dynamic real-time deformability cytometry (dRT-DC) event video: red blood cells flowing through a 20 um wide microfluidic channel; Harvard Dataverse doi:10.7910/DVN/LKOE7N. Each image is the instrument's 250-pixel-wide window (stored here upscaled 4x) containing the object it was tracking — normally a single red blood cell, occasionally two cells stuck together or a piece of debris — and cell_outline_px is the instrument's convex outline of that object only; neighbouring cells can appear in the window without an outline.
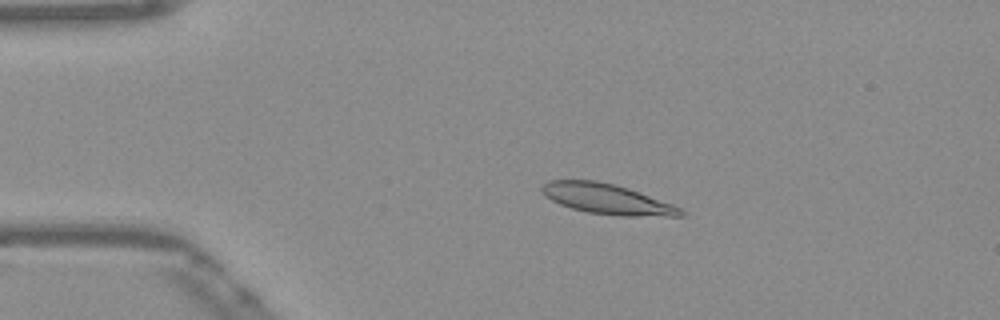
{"species": "Egyptian fruit bat (a non-hibernating species)", "species_latin": "Rousettus aegyptiacus", "temperature_condition": "warm", "stored_images_in_passage": 50, "camera_frame_rate_fps": 3000, "um_per_image_px": 0.085, "frame": {"image": 1, "passage_image": 8, "time_ms": 2.333, "image_size_px": [1000, 320], "cell_outline_px": [[684, 216], [616, 216], [588, 212], [572, 208], [560, 204], [544, 196], [540, 188], [548, 180], [596, 180], [628, 188], [672, 204], [680, 208], [684, 212]], "centroid_in_image_um": [51.57, 16.92], "position_along_channel_um": 33.4, "area_um2": 24.33}}
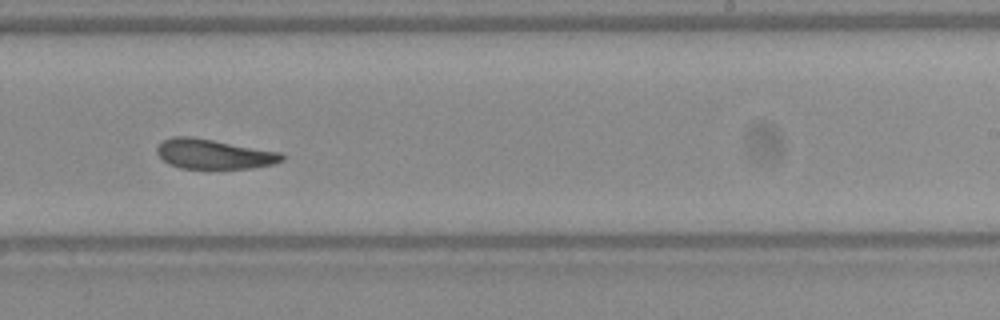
{"frame": {"image": 2, "passage_image": 30, "time_ms": 9.667, "image_size_px": [1000, 320], "cell_outline_px": [[284, 160], [272, 164], [252, 168], [180, 168], [168, 164], [156, 152], [156, 148], [164, 140], [172, 136], [192, 136], [280, 152], [284, 156]], "centroid_in_image_um": [18.16, 13.09], "position_along_channel_um": 270.8, "area_um2": 21.56}}
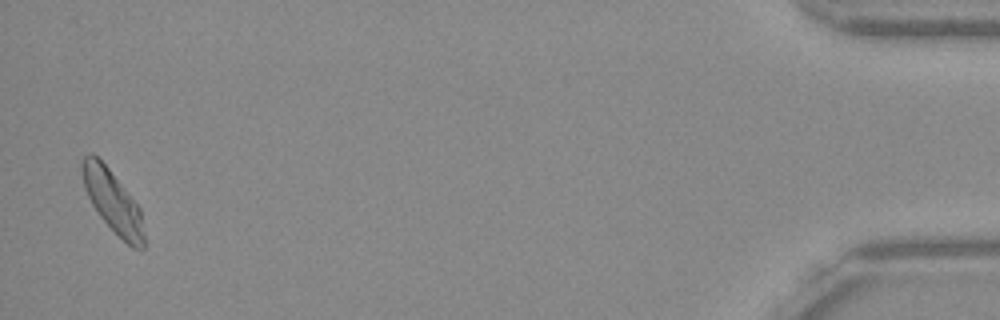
{"frame": {"image": 3, "passage_image": 49, "time_ms": 16.0, "image_size_px": [1000, 320], "cell_outline_px": [[144, 248], [132, 248], [100, 216], [92, 204], [84, 188], [80, 168], [80, 164], [84, 156], [88, 152], [92, 152], [108, 168], [128, 192], [140, 208], [144, 236]], "centroid_in_image_um": [9.55, 17.07], "position_along_channel_um": 425.7, "area_um2": 22.02}, "authors_computed_cell_mechanics": {"area_um2": 22.8599, "velocity_mm_per_s": 3.8374, "shape_relaxation_time_tau1_ms": null, "shape_relaxation_time_tau2_ms": 3.708, "deformation_change_tau1": null, "deformation_change_tau2": 0.0994}}